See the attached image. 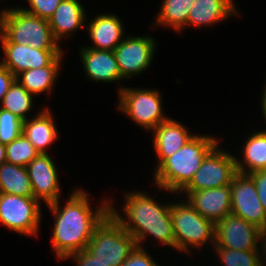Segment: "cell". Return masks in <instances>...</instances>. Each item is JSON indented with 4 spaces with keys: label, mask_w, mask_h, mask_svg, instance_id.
<instances>
[{
    "label": "cell",
    "mask_w": 266,
    "mask_h": 266,
    "mask_svg": "<svg viewBox=\"0 0 266 266\" xmlns=\"http://www.w3.org/2000/svg\"><path fill=\"white\" fill-rule=\"evenodd\" d=\"M231 214L266 229V212L257 195L253 178L249 174L237 172L231 184Z\"/></svg>",
    "instance_id": "30bf717a"
},
{
    "label": "cell",
    "mask_w": 266,
    "mask_h": 266,
    "mask_svg": "<svg viewBox=\"0 0 266 266\" xmlns=\"http://www.w3.org/2000/svg\"><path fill=\"white\" fill-rule=\"evenodd\" d=\"M155 41L151 37L129 36L114 49L123 79L147 69L155 54Z\"/></svg>",
    "instance_id": "7c38bea8"
},
{
    "label": "cell",
    "mask_w": 266,
    "mask_h": 266,
    "mask_svg": "<svg viewBox=\"0 0 266 266\" xmlns=\"http://www.w3.org/2000/svg\"><path fill=\"white\" fill-rule=\"evenodd\" d=\"M125 195L123 210L127 219L115 211L112 203H110V213L134 237L137 245L141 246L140 242L150 234L163 245L175 248L170 204L159 205L153 198L140 191H132Z\"/></svg>",
    "instance_id": "7a4b0ae2"
},
{
    "label": "cell",
    "mask_w": 266,
    "mask_h": 266,
    "mask_svg": "<svg viewBox=\"0 0 266 266\" xmlns=\"http://www.w3.org/2000/svg\"><path fill=\"white\" fill-rule=\"evenodd\" d=\"M59 202L47 205L56 216L51 242L57 258L67 259L87 247L95 228L110 213V201L92 211L86 192L75 189L63 208Z\"/></svg>",
    "instance_id": "6da1fadb"
},
{
    "label": "cell",
    "mask_w": 266,
    "mask_h": 266,
    "mask_svg": "<svg viewBox=\"0 0 266 266\" xmlns=\"http://www.w3.org/2000/svg\"><path fill=\"white\" fill-rule=\"evenodd\" d=\"M15 80L16 77L0 63V102Z\"/></svg>",
    "instance_id": "836d02e7"
},
{
    "label": "cell",
    "mask_w": 266,
    "mask_h": 266,
    "mask_svg": "<svg viewBox=\"0 0 266 266\" xmlns=\"http://www.w3.org/2000/svg\"><path fill=\"white\" fill-rule=\"evenodd\" d=\"M0 40L1 43L25 44L40 50H62L47 19L18 7L0 12Z\"/></svg>",
    "instance_id": "277c9868"
},
{
    "label": "cell",
    "mask_w": 266,
    "mask_h": 266,
    "mask_svg": "<svg viewBox=\"0 0 266 266\" xmlns=\"http://www.w3.org/2000/svg\"><path fill=\"white\" fill-rule=\"evenodd\" d=\"M170 213L176 250L189 253L188 246L199 248L207 241L215 244V224L198 213L187 201L170 204Z\"/></svg>",
    "instance_id": "8992f818"
},
{
    "label": "cell",
    "mask_w": 266,
    "mask_h": 266,
    "mask_svg": "<svg viewBox=\"0 0 266 266\" xmlns=\"http://www.w3.org/2000/svg\"><path fill=\"white\" fill-rule=\"evenodd\" d=\"M23 121L13 113L0 108V142L9 144L22 134Z\"/></svg>",
    "instance_id": "f1b7e54d"
},
{
    "label": "cell",
    "mask_w": 266,
    "mask_h": 266,
    "mask_svg": "<svg viewBox=\"0 0 266 266\" xmlns=\"http://www.w3.org/2000/svg\"><path fill=\"white\" fill-rule=\"evenodd\" d=\"M5 57L0 63L15 77L28 69L48 66L62 50H40L30 45L1 43Z\"/></svg>",
    "instance_id": "5bb4252c"
},
{
    "label": "cell",
    "mask_w": 266,
    "mask_h": 266,
    "mask_svg": "<svg viewBox=\"0 0 266 266\" xmlns=\"http://www.w3.org/2000/svg\"><path fill=\"white\" fill-rule=\"evenodd\" d=\"M6 162L5 144L0 142V165Z\"/></svg>",
    "instance_id": "d590c367"
},
{
    "label": "cell",
    "mask_w": 266,
    "mask_h": 266,
    "mask_svg": "<svg viewBox=\"0 0 266 266\" xmlns=\"http://www.w3.org/2000/svg\"><path fill=\"white\" fill-rule=\"evenodd\" d=\"M44 109L38 112L35 118L33 117L31 120L27 119L23 121L22 129V133L28 138L39 154L47 153L45 150L46 147L50 146L58 137L51 112L48 108Z\"/></svg>",
    "instance_id": "44dd1931"
},
{
    "label": "cell",
    "mask_w": 266,
    "mask_h": 266,
    "mask_svg": "<svg viewBox=\"0 0 266 266\" xmlns=\"http://www.w3.org/2000/svg\"><path fill=\"white\" fill-rule=\"evenodd\" d=\"M262 113L264 115V118L266 120V86L264 87V90H263V97H262Z\"/></svg>",
    "instance_id": "8d00e7d4"
},
{
    "label": "cell",
    "mask_w": 266,
    "mask_h": 266,
    "mask_svg": "<svg viewBox=\"0 0 266 266\" xmlns=\"http://www.w3.org/2000/svg\"><path fill=\"white\" fill-rule=\"evenodd\" d=\"M184 193H187L188 203L214 224L231 214L230 185Z\"/></svg>",
    "instance_id": "9a60e30c"
},
{
    "label": "cell",
    "mask_w": 266,
    "mask_h": 266,
    "mask_svg": "<svg viewBox=\"0 0 266 266\" xmlns=\"http://www.w3.org/2000/svg\"><path fill=\"white\" fill-rule=\"evenodd\" d=\"M194 0H164L156 24L170 26L180 32L187 26V19Z\"/></svg>",
    "instance_id": "d4e9b609"
},
{
    "label": "cell",
    "mask_w": 266,
    "mask_h": 266,
    "mask_svg": "<svg viewBox=\"0 0 266 266\" xmlns=\"http://www.w3.org/2000/svg\"><path fill=\"white\" fill-rule=\"evenodd\" d=\"M32 96V94L15 80L8 92L4 95L0 108L13 113L22 121H25L28 119L26 113L29 112L33 106Z\"/></svg>",
    "instance_id": "484cf974"
},
{
    "label": "cell",
    "mask_w": 266,
    "mask_h": 266,
    "mask_svg": "<svg viewBox=\"0 0 266 266\" xmlns=\"http://www.w3.org/2000/svg\"><path fill=\"white\" fill-rule=\"evenodd\" d=\"M136 246L134 237L109 213L95 228L85 250L96 260L121 266Z\"/></svg>",
    "instance_id": "5b68a950"
},
{
    "label": "cell",
    "mask_w": 266,
    "mask_h": 266,
    "mask_svg": "<svg viewBox=\"0 0 266 266\" xmlns=\"http://www.w3.org/2000/svg\"><path fill=\"white\" fill-rule=\"evenodd\" d=\"M255 183L257 195L266 212V169L254 171L249 174Z\"/></svg>",
    "instance_id": "1f68e13d"
},
{
    "label": "cell",
    "mask_w": 266,
    "mask_h": 266,
    "mask_svg": "<svg viewBox=\"0 0 266 266\" xmlns=\"http://www.w3.org/2000/svg\"><path fill=\"white\" fill-rule=\"evenodd\" d=\"M118 109L126 113L138 126L154 130L169 117L164 116L160 92L157 90L121 88Z\"/></svg>",
    "instance_id": "52a82bcc"
},
{
    "label": "cell",
    "mask_w": 266,
    "mask_h": 266,
    "mask_svg": "<svg viewBox=\"0 0 266 266\" xmlns=\"http://www.w3.org/2000/svg\"><path fill=\"white\" fill-rule=\"evenodd\" d=\"M121 266H158L143 246H136L128 259Z\"/></svg>",
    "instance_id": "4dcf8cb0"
},
{
    "label": "cell",
    "mask_w": 266,
    "mask_h": 266,
    "mask_svg": "<svg viewBox=\"0 0 266 266\" xmlns=\"http://www.w3.org/2000/svg\"><path fill=\"white\" fill-rule=\"evenodd\" d=\"M34 198L46 205L60 200L58 172L48 153H41L26 166Z\"/></svg>",
    "instance_id": "4fadbf2b"
},
{
    "label": "cell",
    "mask_w": 266,
    "mask_h": 266,
    "mask_svg": "<svg viewBox=\"0 0 266 266\" xmlns=\"http://www.w3.org/2000/svg\"><path fill=\"white\" fill-rule=\"evenodd\" d=\"M261 230L246 220L229 214L215 224V245L232 250H258Z\"/></svg>",
    "instance_id": "8fae6325"
},
{
    "label": "cell",
    "mask_w": 266,
    "mask_h": 266,
    "mask_svg": "<svg viewBox=\"0 0 266 266\" xmlns=\"http://www.w3.org/2000/svg\"><path fill=\"white\" fill-rule=\"evenodd\" d=\"M215 147L195 172L191 182L182 191H199L228 186L235 174V157Z\"/></svg>",
    "instance_id": "9c48e42d"
},
{
    "label": "cell",
    "mask_w": 266,
    "mask_h": 266,
    "mask_svg": "<svg viewBox=\"0 0 266 266\" xmlns=\"http://www.w3.org/2000/svg\"><path fill=\"white\" fill-rule=\"evenodd\" d=\"M84 9L79 0H62L60 2L53 15L48 19L53 37L57 42L85 25L87 17Z\"/></svg>",
    "instance_id": "ac0fdd59"
},
{
    "label": "cell",
    "mask_w": 266,
    "mask_h": 266,
    "mask_svg": "<svg viewBox=\"0 0 266 266\" xmlns=\"http://www.w3.org/2000/svg\"><path fill=\"white\" fill-rule=\"evenodd\" d=\"M153 131L154 148L159 158L157 167L195 136L188 133L184 125L171 118L159 124Z\"/></svg>",
    "instance_id": "e0dca14e"
},
{
    "label": "cell",
    "mask_w": 266,
    "mask_h": 266,
    "mask_svg": "<svg viewBox=\"0 0 266 266\" xmlns=\"http://www.w3.org/2000/svg\"><path fill=\"white\" fill-rule=\"evenodd\" d=\"M260 240H262L261 243V247L260 250L262 251L260 255H263L262 257H264V259L266 258V229L265 230H261V234H260ZM266 260V259H265Z\"/></svg>",
    "instance_id": "e575fe53"
},
{
    "label": "cell",
    "mask_w": 266,
    "mask_h": 266,
    "mask_svg": "<svg viewBox=\"0 0 266 266\" xmlns=\"http://www.w3.org/2000/svg\"><path fill=\"white\" fill-rule=\"evenodd\" d=\"M217 143L214 137L195 135L157 167L154 182L163 190L182 192Z\"/></svg>",
    "instance_id": "3957f363"
},
{
    "label": "cell",
    "mask_w": 266,
    "mask_h": 266,
    "mask_svg": "<svg viewBox=\"0 0 266 266\" xmlns=\"http://www.w3.org/2000/svg\"><path fill=\"white\" fill-rule=\"evenodd\" d=\"M40 211L39 201L34 197L0 193V222L14 232L37 235Z\"/></svg>",
    "instance_id": "ba28073f"
},
{
    "label": "cell",
    "mask_w": 266,
    "mask_h": 266,
    "mask_svg": "<svg viewBox=\"0 0 266 266\" xmlns=\"http://www.w3.org/2000/svg\"><path fill=\"white\" fill-rule=\"evenodd\" d=\"M238 14L233 0H194L190 8L187 24L206 26Z\"/></svg>",
    "instance_id": "ffe728a7"
},
{
    "label": "cell",
    "mask_w": 266,
    "mask_h": 266,
    "mask_svg": "<svg viewBox=\"0 0 266 266\" xmlns=\"http://www.w3.org/2000/svg\"><path fill=\"white\" fill-rule=\"evenodd\" d=\"M63 53L57 56L48 66L37 69H28L16 76V80L30 93L39 94L42 92L51 91L57 73L59 72V65L61 63Z\"/></svg>",
    "instance_id": "7402d4cb"
},
{
    "label": "cell",
    "mask_w": 266,
    "mask_h": 266,
    "mask_svg": "<svg viewBox=\"0 0 266 266\" xmlns=\"http://www.w3.org/2000/svg\"><path fill=\"white\" fill-rule=\"evenodd\" d=\"M74 258V261L77 262V266H110L109 263L96 260V258L92 257L85 249L72 253L67 258Z\"/></svg>",
    "instance_id": "d6a6232c"
},
{
    "label": "cell",
    "mask_w": 266,
    "mask_h": 266,
    "mask_svg": "<svg viewBox=\"0 0 266 266\" xmlns=\"http://www.w3.org/2000/svg\"><path fill=\"white\" fill-rule=\"evenodd\" d=\"M6 162L26 167L39 152L22 133L11 143L5 145Z\"/></svg>",
    "instance_id": "4316f807"
},
{
    "label": "cell",
    "mask_w": 266,
    "mask_h": 266,
    "mask_svg": "<svg viewBox=\"0 0 266 266\" xmlns=\"http://www.w3.org/2000/svg\"><path fill=\"white\" fill-rule=\"evenodd\" d=\"M86 29L95 44L88 48L114 51L123 41V25L116 15L110 13L98 15L88 26L86 25Z\"/></svg>",
    "instance_id": "d6986e66"
},
{
    "label": "cell",
    "mask_w": 266,
    "mask_h": 266,
    "mask_svg": "<svg viewBox=\"0 0 266 266\" xmlns=\"http://www.w3.org/2000/svg\"><path fill=\"white\" fill-rule=\"evenodd\" d=\"M0 193L34 197L26 167L2 163L0 165Z\"/></svg>",
    "instance_id": "603a6c76"
},
{
    "label": "cell",
    "mask_w": 266,
    "mask_h": 266,
    "mask_svg": "<svg viewBox=\"0 0 266 266\" xmlns=\"http://www.w3.org/2000/svg\"><path fill=\"white\" fill-rule=\"evenodd\" d=\"M81 58L86 75L95 81L113 82L122 79L114 51L82 48Z\"/></svg>",
    "instance_id": "2e32d148"
},
{
    "label": "cell",
    "mask_w": 266,
    "mask_h": 266,
    "mask_svg": "<svg viewBox=\"0 0 266 266\" xmlns=\"http://www.w3.org/2000/svg\"><path fill=\"white\" fill-rule=\"evenodd\" d=\"M213 247L225 266H264V259H261L259 250L239 251L218 247L215 244Z\"/></svg>",
    "instance_id": "83f0119b"
},
{
    "label": "cell",
    "mask_w": 266,
    "mask_h": 266,
    "mask_svg": "<svg viewBox=\"0 0 266 266\" xmlns=\"http://www.w3.org/2000/svg\"><path fill=\"white\" fill-rule=\"evenodd\" d=\"M243 154V158L245 159L243 162L235 157L237 172L250 174L254 171L265 170L266 131L254 132V134L247 139ZM244 164H246V166H244Z\"/></svg>",
    "instance_id": "cb8c5ba5"
},
{
    "label": "cell",
    "mask_w": 266,
    "mask_h": 266,
    "mask_svg": "<svg viewBox=\"0 0 266 266\" xmlns=\"http://www.w3.org/2000/svg\"><path fill=\"white\" fill-rule=\"evenodd\" d=\"M29 9L22 10L43 19H49L62 0H27Z\"/></svg>",
    "instance_id": "f546056e"
}]
</instances>
